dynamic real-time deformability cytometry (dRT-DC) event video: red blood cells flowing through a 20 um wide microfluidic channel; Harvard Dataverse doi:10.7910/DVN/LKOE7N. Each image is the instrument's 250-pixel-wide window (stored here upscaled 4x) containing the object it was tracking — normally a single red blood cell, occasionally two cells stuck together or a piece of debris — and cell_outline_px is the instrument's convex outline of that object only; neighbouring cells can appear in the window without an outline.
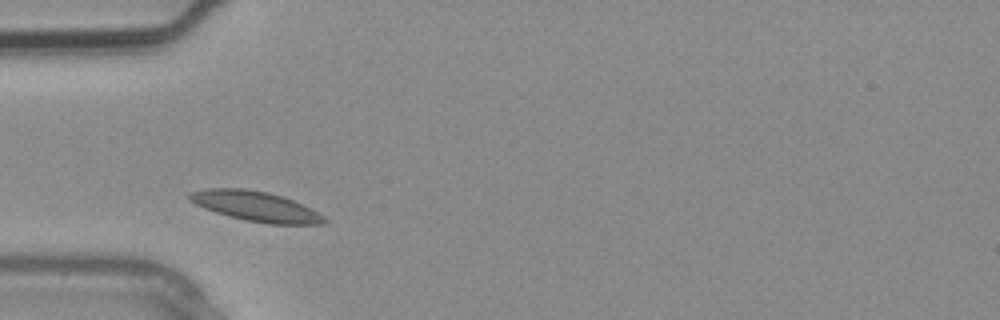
{"species": "common noctule bat (a hibernating species)", "species_latin": "Nyctalus noctula", "temperature_condition": "warm", "stored_images_in_passage": 1, "camera_frame_rate_fps": 3000, "um_per_image_px": 0.085, "animal": {"sex": "male", "body_mass_g": 20.4}, "frame": {"image": 1, "passage_image": 1, "time_ms": 0.0, "image_size_px": [1000, 320], "cell_outline_px": [[328, 220], [324, 224], [268, 224], [244, 220], [228, 216], [204, 208], [188, 200], [188, 192], [208, 188], [244, 188], [268, 192], [284, 196], [312, 208], [324, 216]], "centroid_in_image_um": [21.75, 17.53], "position_along_channel_um": 63.2, "area_um2": 23.81}}